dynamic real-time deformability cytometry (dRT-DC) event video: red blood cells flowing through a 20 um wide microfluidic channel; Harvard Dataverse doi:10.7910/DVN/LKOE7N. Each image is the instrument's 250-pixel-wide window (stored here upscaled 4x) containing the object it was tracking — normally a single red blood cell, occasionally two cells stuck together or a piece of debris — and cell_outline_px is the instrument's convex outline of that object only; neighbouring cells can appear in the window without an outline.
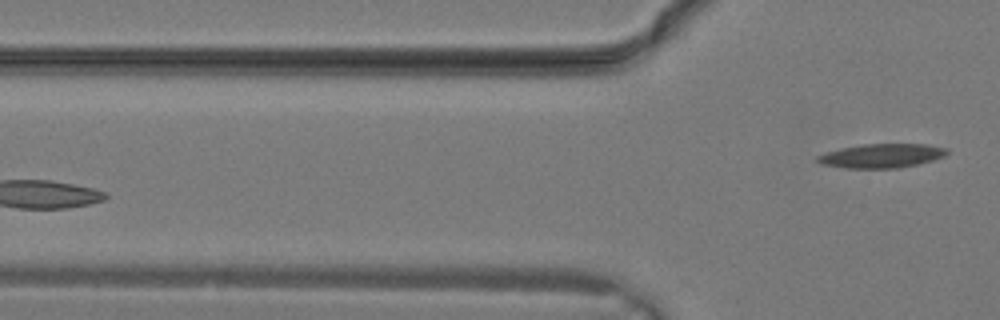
{"species": "common noctule bat (a hibernating species)", "species_latin": "Nyctalus noctula", "temperature_condition": "warm", "stored_images_in_passage": 6, "segment_of_instrument_passage": [2, 2], "camera_frame_rate_fps": 3000, "um_per_image_px": 0.085, "animal": {"sex": "male", "body_mass_g": 19.2, "forearm_length_mm": 51.8}, "frame": {"image": 1, "passage_image": 6, "time_ms": 1.667, "image_size_px": [1000, 320], "cell_outline_px": [[948, 152], [944, 156], [932, 160], [900, 168], [844, 168], [820, 164], [816, 160], [816, 156], [828, 152], [844, 148], [864, 144], [928, 144], [948, 148]], "centroid_in_image_um": [74.95, 13.24], "position_along_channel_um": 50.9, "area_um2": 18.03}}